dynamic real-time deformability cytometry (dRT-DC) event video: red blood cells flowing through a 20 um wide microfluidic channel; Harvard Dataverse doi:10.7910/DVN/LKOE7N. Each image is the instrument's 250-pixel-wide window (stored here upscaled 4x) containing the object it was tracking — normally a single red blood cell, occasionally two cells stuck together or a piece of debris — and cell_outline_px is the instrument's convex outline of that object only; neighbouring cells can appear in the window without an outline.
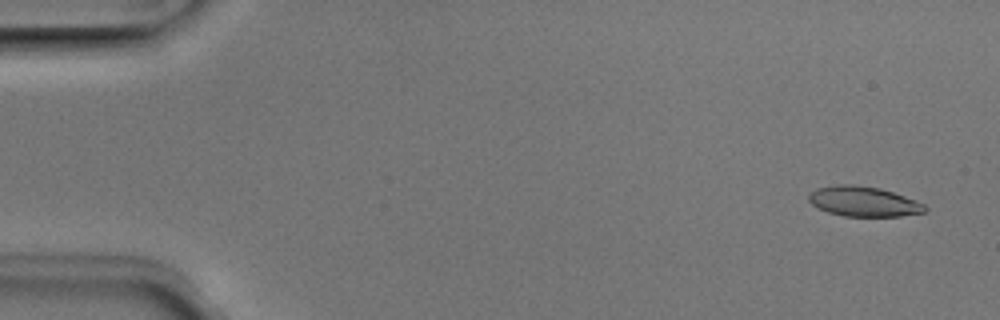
{"species": "Egyptian fruit bat (a non-hibernating species)", "species_latin": "Rousettus aegyptiacus", "temperature_condition": "room temperature", "stored_images_in_passage": 4, "camera_frame_rate_fps": 3000, "um_per_image_px": 0.085, "animal": {"sex": "male"}, "frame": {"image": 1, "passage_image": 1, "time_ms": 0.0, "image_size_px": [1000, 320], "cell_outline_px": [[928, 208], [924, 212], [900, 216], [844, 216], [828, 212], [812, 204], [808, 200], [808, 196], [816, 188], [836, 184], [852, 184], [880, 188], [916, 200], [924, 204]], "centroid_in_image_um": [73.4, 17.12], "position_along_channel_um": 11.6, "area_um2": 20.23}}